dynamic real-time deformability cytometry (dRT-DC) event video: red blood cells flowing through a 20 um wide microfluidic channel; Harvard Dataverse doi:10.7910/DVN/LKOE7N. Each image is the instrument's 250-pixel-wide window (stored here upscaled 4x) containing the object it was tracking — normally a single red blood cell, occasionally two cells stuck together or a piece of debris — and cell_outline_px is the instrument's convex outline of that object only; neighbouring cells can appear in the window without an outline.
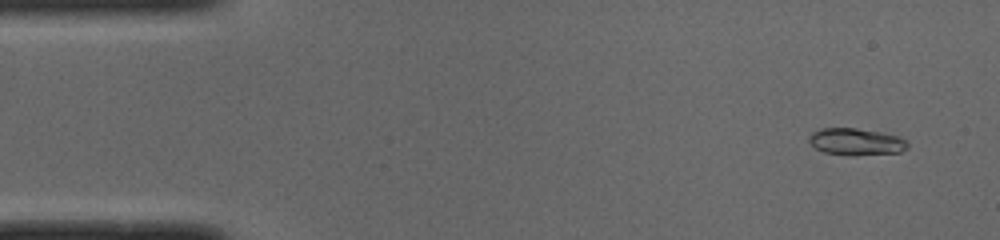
{"species": "common noctule bat (a hibernating species)", "species_latin": "Nyctalus noctula", "temperature_condition": "cold", "stored_images_in_passage": 49, "camera_frame_rate_fps": 3000, "um_per_image_px": 0.085, "animal": {"sex": "male", "body_mass_g": 19.0, "forearm_length_mm": 50.8}, "frame": {"image": 1, "passage_image": 2, "time_ms": 0.333, "image_size_px": [1000, 240], "cell_outline_px": [[908, 148], [900, 152], [848, 156], [824, 152], [816, 148], [808, 140], [808, 136], [812, 132], [820, 128], [856, 128], [880, 132], [900, 136], [908, 140]], "centroid_in_image_um": [72.78, 12.05], "position_along_channel_um": 12.2, "area_um2": 15.66}}
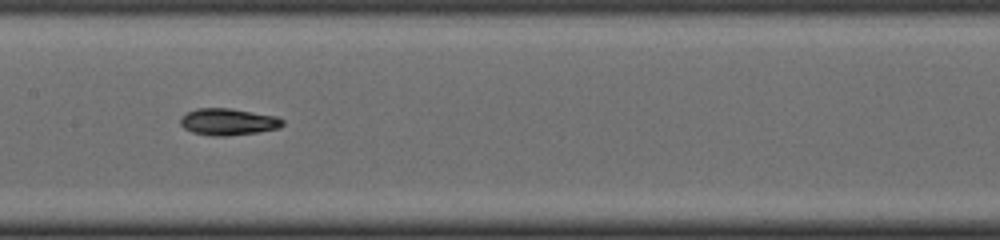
{"frame": {"image": 2, "passage_image": 23, "time_ms": 7.333, "image_size_px": [1000, 240], "cell_outline_px": [[284, 124], [280, 128], [256, 132], [228, 136], [212, 136], [192, 132], [184, 128], [180, 124], [180, 116], [184, 112], [196, 108], [232, 108], [276, 116], [284, 120]], "centroid_in_image_um": [19.36, 10.34], "position_along_channel_um": 188.0, "area_um2": 16.18}}
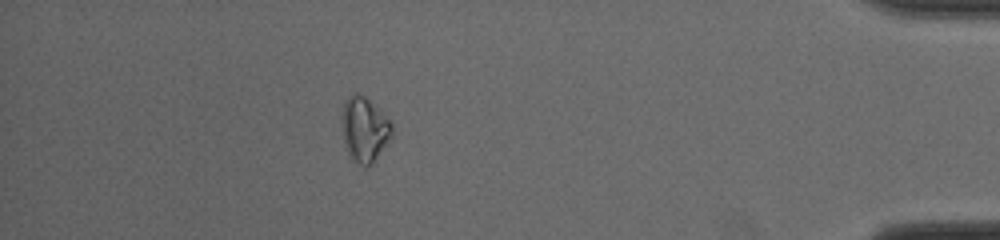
{"frame": {"image": 3, "passage_image": 43, "time_ms": 14.0, "image_size_px": [1000, 240], "cell_outline_px": [[392, 136], [372, 164], [360, 164], [348, 156], [340, 124], [340, 112], [344, 100], [352, 92], [356, 92], [364, 96], [380, 108], [392, 124]], "centroid_in_image_um": [30.94, 10.93], "position_along_channel_um": 404.3, "area_um2": 19.31}, "authors_computed_cell_mechanics": {"area_um2": 15.4326, "velocity_mm_per_s": 3.9939, "shape_relaxation_time_tau1_ms": 2.6992, "shape_relaxation_time_tau2_ms": 3.8697, "deformation_change_tau1": 0.1528, "deformation_change_tau2": 0.0917}}